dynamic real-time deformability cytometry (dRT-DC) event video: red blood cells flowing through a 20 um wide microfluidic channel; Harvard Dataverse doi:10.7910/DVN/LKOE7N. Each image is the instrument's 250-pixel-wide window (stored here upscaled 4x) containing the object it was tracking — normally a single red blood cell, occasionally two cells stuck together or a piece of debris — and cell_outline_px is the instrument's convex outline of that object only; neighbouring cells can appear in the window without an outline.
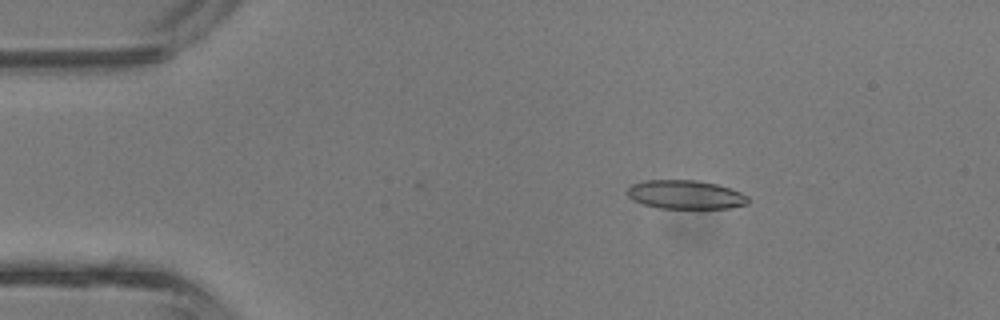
{"species": "common noctule bat (a hibernating species)", "species_latin": "Nyctalus noctula", "temperature_condition": "room temperature", "stored_images_in_passage": 3, "camera_frame_rate_fps": 3000, "um_per_image_px": 0.085, "animal": {"sex": "male", "body_mass_g": 13.3}, "frame": {"image": 1, "passage_image": 2, "time_ms": 0.333, "image_size_px": [1000, 320], "cell_outline_px": [[748, 204], [728, 208], [660, 208], [644, 204], [632, 200], [628, 196], [628, 188], [632, 184], [644, 180], [696, 180], [716, 184], [732, 188], [748, 196]], "centroid_in_image_um": [58.27, 16.54], "position_along_channel_um": 26.7, "area_um2": 20.23}}
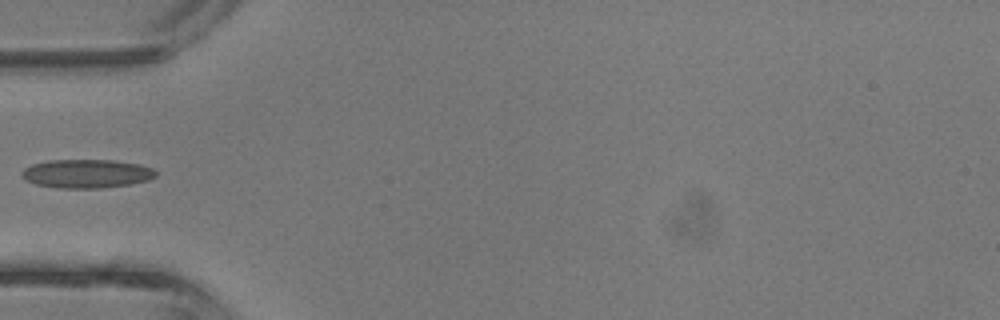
{"frame": {"image": 2, "passage_image": 3, "time_ms": 0.667, "image_size_px": [1000, 320], "cell_outline_px": [[156, 176], [148, 180], [128, 184], [100, 188], [60, 188], [36, 184], [24, 180], [20, 176], [20, 172], [24, 168], [32, 164], [48, 160], [112, 160], [140, 164], [152, 168], [156, 172]], "centroid_in_image_um": [7.31, 14.75], "position_along_channel_um": 77.7, "area_um2": 22.43}}